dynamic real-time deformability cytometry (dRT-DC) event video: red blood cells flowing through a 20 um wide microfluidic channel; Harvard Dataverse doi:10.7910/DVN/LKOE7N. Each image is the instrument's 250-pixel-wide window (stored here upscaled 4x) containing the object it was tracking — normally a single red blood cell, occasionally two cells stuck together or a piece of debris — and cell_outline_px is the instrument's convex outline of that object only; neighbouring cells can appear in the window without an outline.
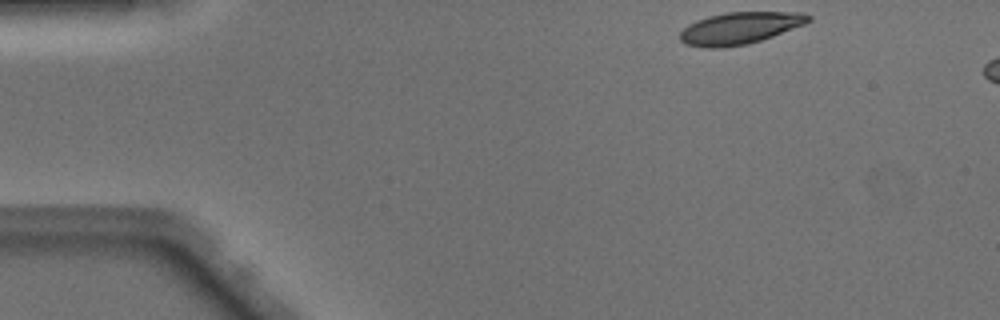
{"species": "Egyptian fruit bat (a non-hibernating species)", "species_latin": "Rousettus aegyptiacus", "temperature_condition": "warm", "stored_images_in_passage": 5, "camera_frame_rate_fps": 3000, "um_per_image_px": 0.085, "animal": {"sex": "male"}, "frame": {"image": 1, "passage_image": 1, "time_ms": 0.0, "image_size_px": [1000, 320], "cell_outline_px": [[812, 20], [804, 24], [772, 36], [748, 44], [720, 48], [704, 48], [688, 44], [680, 40], [680, 32], [688, 24], [696, 20], [708, 16], [728, 12], [800, 12], [812, 16]], "centroid_in_image_um": [62.87, 2.38], "position_along_channel_um": 22.1, "area_um2": 23.81}}